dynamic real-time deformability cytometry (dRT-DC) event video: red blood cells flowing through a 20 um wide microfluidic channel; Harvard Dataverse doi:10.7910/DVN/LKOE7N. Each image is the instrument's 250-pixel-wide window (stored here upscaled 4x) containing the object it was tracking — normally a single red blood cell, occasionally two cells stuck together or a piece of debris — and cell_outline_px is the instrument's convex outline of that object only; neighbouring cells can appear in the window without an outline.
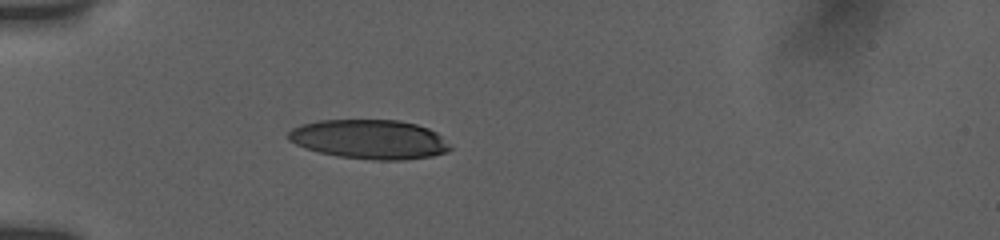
{"species": "human", "species_latin": "Homo sapiens", "temperature_condition": "room temperature", "stored_images_in_passage": 9, "camera_frame_rate_fps": 3000, "um_per_image_px": 0.085, "donor": {"sex": "female"}, "frame": {"image": 1, "passage_image": 6, "time_ms": 3.0, "image_size_px": [1000, 240], "cell_outline_px": [[452, 148], [444, 152], [432, 156], [404, 160], [372, 160], [336, 156], [304, 148], [288, 140], [288, 132], [292, 128], [300, 124], [316, 120], [400, 120], [416, 124], [428, 128], [436, 132]], "centroid_in_image_um": [31.36, 11.84], "position_along_channel_um": 53.6, "area_um2": 37.17}}
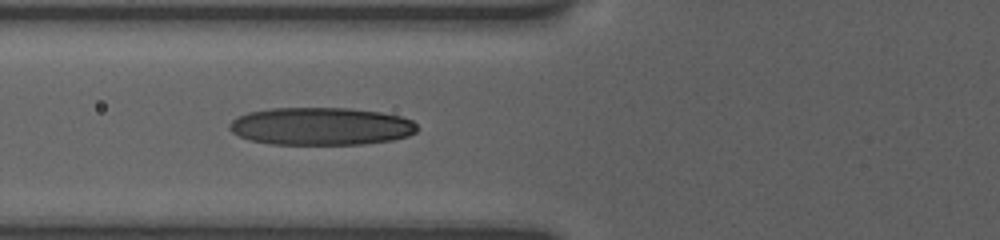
{"frame": {"image": 2, "passage_image": 9, "time_ms": 4.667, "image_size_px": [1000, 240], "cell_outline_px": [[420, 128], [416, 132], [408, 136], [392, 140], [364, 144], [272, 144], [248, 140], [232, 132], [228, 128], [228, 124], [236, 116], [248, 112], [272, 108], [352, 108], [380, 112], [400, 116], [412, 120]], "centroid_in_image_um": [27.28, 10.73], "position_along_channel_um": 98.5, "area_um2": 41.56}}